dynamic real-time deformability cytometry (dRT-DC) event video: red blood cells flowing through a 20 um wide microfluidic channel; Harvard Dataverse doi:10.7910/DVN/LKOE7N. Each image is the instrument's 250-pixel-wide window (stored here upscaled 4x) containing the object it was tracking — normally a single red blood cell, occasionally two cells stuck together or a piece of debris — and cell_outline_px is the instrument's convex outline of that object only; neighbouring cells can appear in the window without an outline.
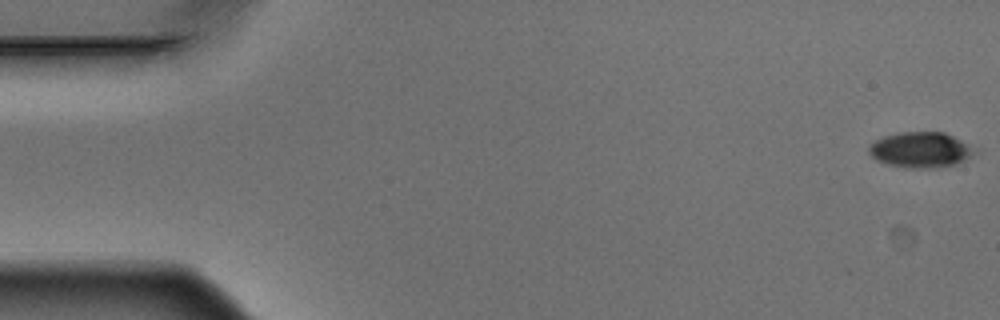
{"species": "Egyptian fruit bat (a non-hibernating species)", "species_latin": "Rousettus aegyptiacus", "temperature_condition": "warm", "stored_images_in_passage": 4, "camera_frame_rate_fps": 3000, "um_per_image_px": 0.085, "animal": {"sex": "male"}, "frame": {"image": 1, "passage_image": 1, "time_ms": 0.0, "image_size_px": [1000, 320], "cell_outline_px": [[976, 152], [964, 160], [956, 164], [936, 168], [912, 168], [888, 164], [876, 160], [868, 152], [868, 148], [876, 140], [884, 136], [900, 132], [944, 132], [968, 144]], "centroid_in_image_um": [78.23, 12.74], "position_along_channel_um": 6.8, "area_um2": 21.62}}